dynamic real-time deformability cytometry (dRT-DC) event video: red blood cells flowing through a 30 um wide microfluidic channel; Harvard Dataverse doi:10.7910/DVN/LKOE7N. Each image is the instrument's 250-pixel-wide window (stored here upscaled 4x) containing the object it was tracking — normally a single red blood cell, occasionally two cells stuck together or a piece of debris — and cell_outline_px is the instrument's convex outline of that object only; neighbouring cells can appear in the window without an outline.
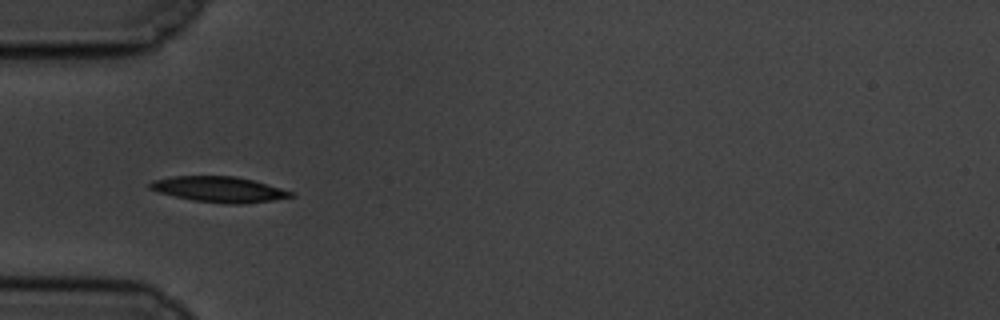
{"species": "common noctule bat (a hibernating species)", "species_latin": "Nyctalus noctula", "temperature_condition": "cold", "stored_images_in_passage": 41, "camera_frame_rate_fps": 3000, "um_per_image_px": 0.085, "animal": {"sex": "male", "body_mass_g": 19.5, "forearm_length_mm": 54.6}, "frame": {"image": 1, "passage_image": 1, "time_ms": 0.0, "image_size_px": [1000, 320], "cell_outline_px": [[296, 196], [272, 200], [240, 204], [228, 204], [192, 200], [160, 192], [148, 188], [148, 184], [152, 180], [172, 176], [232, 176], [252, 180], [296, 192]], "centroid_in_image_um": [18.64, 16.09], "position_along_channel_um": 66.4, "area_um2": 20.92}}
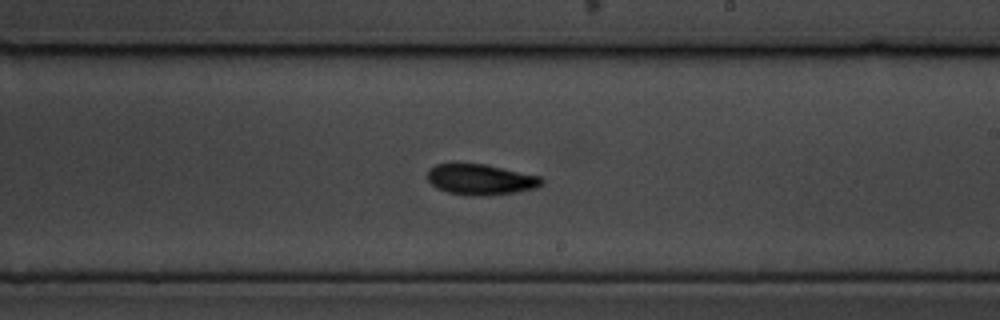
{"frame": {"image": 2, "passage_image": 17, "time_ms": 5.333, "image_size_px": [1000, 320], "cell_outline_px": [[544, 184], [536, 188], [516, 192], [484, 196], [472, 196], [448, 192], [436, 188], [428, 180], [428, 172], [436, 164], [484, 164], [544, 176]], "centroid_in_image_um": [40.93, 15.26], "position_along_channel_um": 248.1, "area_um2": 20.52}}
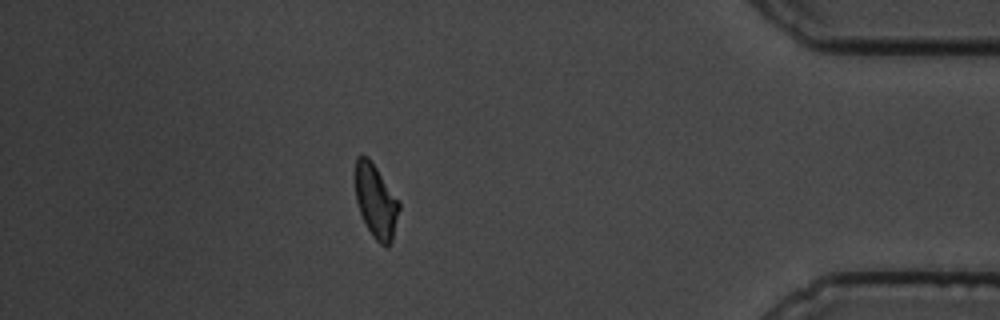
{"frame": {"image": 3, "passage_image": 34, "time_ms": 11.0, "image_size_px": [1000, 320], "cell_outline_px": [[400, 208], [392, 240], [388, 248], [380, 244], [372, 236], [360, 212], [356, 200], [352, 176], [356, 156], [368, 156], [400, 204]], "centroid_in_image_um": [31.89, 17.07], "position_along_channel_um": 403.3, "area_um2": 18.96}, "authors_computed_cell_mechanics": {"area_um2": 19.8254, "velocity_mm_per_s": 3.431, "shape_relaxation_time_tau1_ms": 2.5377, "shape_relaxation_time_tau2_ms": 7.162, "deformation_change_tau1": 0.1267, "deformation_change_tau2": 0.1422}}